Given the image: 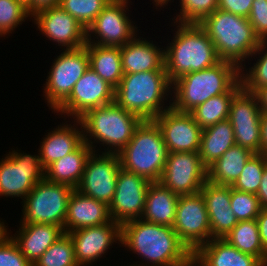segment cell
Returning a JSON list of instances; mask_svg holds the SVG:
<instances>
[{
  "label": "cell",
  "mask_w": 267,
  "mask_h": 266,
  "mask_svg": "<svg viewBox=\"0 0 267 266\" xmlns=\"http://www.w3.org/2000/svg\"><path fill=\"white\" fill-rule=\"evenodd\" d=\"M92 152L85 164L84 172L78 186V192L102 201L108 206L111 203L119 173L120 159L118 154Z\"/></svg>",
  "instance_id": "5bb4252c"
},
{
  "label": "cell",
  "mask_w": 267,
  "mask_h": 266,
  "mask_svg": "<svg viewBox=\"0 0 267 266\" xmlns=\"http://www.w3.org/2000/svg\"><path fill=\"white\" fill-rule=\"evenodd\" d=\"M266 165L267 154L254 153L247 161L240 176L231 187L239 191L257 194Z\"/></svg>",
  "instance_id": "d590c367"
},
{
  "label": "cell",
  "mask_w": 267,
  "mask_h": 266,
  "mask_svg": "<svg viewBox=\"0 0 267 266\" xmlns=\"http://www.w3.org/2000/svg\"><path fill=\"white\" fill-rule=\"evenodd\" d=\"M32 17L43 36L58 43L62 50L86 45V29L59 5L37 11Z\"/></svg>",
  "instance_id": "ac0fdd59"
},
{
  "label": "cell",
  "mask_w": 267,
  "mask_h": 266,
  "mask_svg": "<svg viewBox=\"0 0 267 266\" xmlns=\"http://www.w3.org/2000/svg\"><path fill=\"white\" fill-rule=\"evenodd\" d=\"M169 1L171 3V0H153V3H154V5L156 6V9H157V7H160V6L161 7H163V6L165 7V5H167Z\"/></svg>",
  "instance_id": "816d5d0a"
},
{
  "label": "cell",
  "mask_w": 267,
  "mask_h": 266,
  "mask_svg": "<svg viewBox=\"0 0 267 266\" xmlns=\"http://www.w3.org/2000/svg\"><path fill=\"white\" fill-rule=\"evenodd\" d=\"M192 256L201 266H262L256 257L242 253L224 239H211Z\"/></svg>",
  "instance_id": "484cf974"
},
{
  "label": "cell",
  "mask_w": 267,
  "mask_h": 266,
  "mask_svg": "<svg viewBox=\"0 0 267 266\" xmlns=\"http://www.w3.org/2000/svg\"><path fill=\"white\" fill-rule=\"evenodd\" d=\"M262 266H267V258L263 261Z\"/></svg>",
  "instance_id": "db71d44e"
},
{
  "label": "cell",
  "mask_w": 267,
  "mask_h": 266,
  "mask_svg": "<svg viewBox=\"0 0 267 266\" xmlns=\"http://www.w3.org/2000/svg\"><path fill=\"white\" fill-rule=\"evenodd\" d=\"M70 123L58 125L56 129L47 132L46 137L40 142L39 157L41 165L46 169L53 162L75 151L83 142V130L78 119ZM80 126V128L78 127Z\"/></svg>",
  "instance_id": "603a6c76"
},
{
  "label": "cell",
  "mask_w": 267,
  "mask_h": 266,
  "mask_svg": "<svg viewBox=\"0 0 267 266\" xmlns=\"http://www.w3.org/2000/svg\"><path fill=\"white\" fill-rule=\"evenodd\" d=\"M67 234L73 242L79 266H93L92 263L106 254L113 243H121V225L113 220L100 226L76 229Z\"/></svg>",
  "instance_id": "ffe728a7"
},
{
  "label": "cell",
  "mask_w": 267,
  "mask_h": 266,
  "mask_svg": "<svg viewBox=\"0 0 267 266\" xmlns=\"http://www.w3.org/2000/svg\"><path fill=\"white\" fill-rule=\"evenodd\" d=\"M109 206L74 189L70 195L64 221V233L100 226L110 222Z\"/></svg>",
  "instance_id": "7402d4cb"
},
{
  "label": "cell",
  "mask_w": 267,
  "mask_h": 266,
  "mask_svg": "<svg viewBox=\"0 0 267 266\" xmlns=\"http://www.w3.org/2000/svg\"><path fill=\"white\" fill-rule=\"evenodd\" d=\"M239 80L240 68L223 60L204 70L184 74L172 82L171 107L190 113L211 97L227 93Z\"/></svg>",
  "instance_id": "277c9868"
},
{
  "label": "cell",
  "mask_w": 267,
  "mask_h": 266,
  "mask_svg": "<svg viewBox=\"0 0 267 266\" xmlns=\"http://www.w3.org/2000/svg\"><path fill=\"white\" fill-rule=\"evenodd\" d=\"M248 20L259 39L267 40V0H253Z\"/></svg>",
  "instance_id": "b9f144b4"
},
{
  "label": "cell",
  "mask_w": 267,
  "mask_h": 266,
  "mask_svg": "<svg viewBox=\"0 0 267 266\" xmlns=\"http://www.w3.org/2000/svg\"><path fill=\"white\" fill-rule=\"evenodd\" d=\"M150 183L142 176L120 167L114 197L109 204L111 219L120 225L140 219Z\"/></svg>",
  "instance_id": "e0dca14e"
},
{
  "label": "cell",
  "mask_w": 267,
  "mask_h": 266,
  "mask_svg": "<svg viewBox=\"0 0 267 266\" xmlns=\"http://www.w3.org/2000/svg\"><path fill=\"white\" fill-rule=\"evenodd\" d=\"M85 47L89 55V67L115 89L124 75L120 47L89 43Z\"/></svg>",
  "instance_id": "4dcf8cb0"
},
{
  "label": "cell",
  "mask_w": 267,
  "mask_h": 266,
  "mask_svg": "<svg viewBox=\"0 0 267 266\" xmlns=\"http://www.w3.org/2000/svg\"><path fill=\"white\" fill-rule=\"evenodd\" d=\"M32 17L19 0H0V37L12 33L19 24Z\"/></svg>",
  "instance_id": "74e56055"
},
{
  "label": "cell",
  "mask_w": 267,
  "mask_h": 266,
  "mask_svg": "<svg viewBox=\"0 0 267 266\" xmlns=\"http://www.w3.org/2000/svg\"><path fill=\"white\" fill-rule=\"evenodd\" d=\"M141 38L136 35L132 40L120 47L123 73L166 71L163 48H160L157 44L155 46L153 41Z\"/></svg>",
  "instance_id": "cb8c5ba5"
},
{
  "label": "cell",
  "mask_w": 267,
  "mask_h": 266,
  "mask_svg": "<svg viewBox=\"0 0 267 266\" xmlns=\"http://www.w3.org/2000/svg\"><path fill=\"white\" fill-rule=\"evenodd\" d=\"M33 266H79L74 253V245L67 233L56 240Z\"/></svg>",
  "instance_id": "e575fe53"
},
{
  "label": "cell",
  "mask_w": 267,
  "mask_h": 266,
  "mask_svg": "<svg viewBox=\"0 0 267 266\" xmlns=\"http://www.w3.org/2000/svg\"><path fill=\"white\" fill-rule=\"evenodd\" d=\"M111 0H60L59 6L87 28Z\"/></svg>",
  "instance_id": "8d00e7d4"
},
{
  "label": "cell",
  "mask_w": 267,
  "mask_h": 266,
  "mask_svg": "<svg viewBox=\"0 0 267 266\" xmlns=\"http://www.w3.org/2000/svg\"><path fill=\"white\" fill-rule=\"evenodd\" d=\"M16 233L10 237L33 265L64 234V231L58 225L31 223L20 225Z\"/></svg>",
  "instance_id": "d4e9b609"
},
{
  "label": "cell",
  "mask_w": 267,
  "mask_h": 266,
  "mask_svg": "<svg viewBox=\"0 0 267 266\" xmlns=\"http://www.w3.org/2000/svg\"><path fill=\"white\" fill-rule=\"evenodd\" d=\"M254 94L258 100V104L262 113H267V85L258 88Z\"/></svg>",
  "instance_id": "7dc6e473"
},
{
  "label": "cell",
  "mask_w": 267,
  "mask_h": 266,
  "mask_svg": "<svg viewBox=\"0 0 267 266\" xmlns=\"http://www.w3.org/2000/svg\"><path fill=\"white\" fill-rule=\"evenodd\" d=\"M154 121L160 127L168 152H199L203 130L191 113L170 107Z\"/></svg>",
  "instance_id": "d6986e66"
},
{
  "label": "cell",
  "mask_w": 267,
  "mask_h": 266,
  "mask_svg": "<svg viewBox=\"0 0 267 266\" xmlns=\"http://www.w3.org/2000/svg\"><path fill=\"white\" fill-rule=\"evenodd\" d=\"M199 25L213 42L218 58L232 62L239 68L243 66V61L251 60L252 53L261 42L248 18L219 8Z\"/></svg>",
  "instance_id": "5b68a950"
},
{
  "label": "cell",
  "mask_w": 267,
  "mask_h": 266,
  "mask_svg": "<svg viewBox=\"0 0 267 266\" xmlns=\"http://www.w3.org/2000/svg\"><path fill=\"white\" fill-rule=\"evenodd\" d=\"M73 190L69 185L52 183L46 179L38 182L22 201L23 215L19 225L52 224L64 231L68 201Z\"/></svg>",
  "instance_id": "ba28073f"
},
{
  "label": "cell",
  "mask_w": 267,
  "mask_h": 266,
  "mask_svg": "<svg viewBox=\"0 0 267 266\" xmlns=\"http://www.w3.org/2000/svg\"><path fill=\"white\" fill-rule=\"evenodd\" d=\"M129 3L130 0H111L87 28L86 43L122 47L138 35L137 26H134L135 22H131L126 14ZM92 37L96 40L91 39Z\"/></svg>",
  "instance_id": "8fae6325"
},
{
  "label": "cell",
  "mask_w": 267,
  "mask_h": 266,
  "mask_svg": "<svg viewBox=\"0 0 267 266\" xmlns=\"http://www.w3.org/2000/svg\"><path fill=\"white\" fill-rule=\"evenodd\" d=\"M9 235L0 242V266H33Z\"/></svg>",
  "instance_id": "60d3db41"
},
{
  "label": "cell",
  "mask_w": 267,
  "mask_h": 266,
  "mask_svg": "<svg viewBox=\"0 0 267 266\" xmlns=\"http://www.w3.org/2000/svg\"><path fill=\"white\" fill-rule=\"evenodd\" d=\"M200 192L208 212L210 240L225 238L239 222L231 209V186L217 185L207 180Z\"/></svg>",
  "instance_id": "44dd1931"
},
{
  "label": "cell",
  "mask_w": 267,
  "mask_h": 266,
  "mask_svg": "<svg viewBox=\"0 0 267 266\" xmlns=\"http://www.w3.org/2000/svg\"><path fill=\"white\" fill-rule=\"evenodd\" d=\"M52 63L43 92L49 109L55 111L69 97L75 83L89 68L87 48L64 49Z\"/></svg>",
  "instance_id": "9c48e42d"
},
{
  "label": "cell",
  "mask_w": 267,
  "mask_h": 266,
  "mask_svg": "<svg viewBox=\"0 0 267 266\" xmlns=\"http://www.w3.org/2000/svg\"><path fill=\"white\" fill-rule=\"evenodd\" d=\"M261 153L267 154V113L261 116Z\"/></svg>",
  "instance_id": "c3c4849f"
},
{
  "label": "cell",
  "mask_w": 267,
  "mask_h": 266,
  "mask_svg": "<svg viewBox=\"0 0 267 266\" xmlns=\"http://www.w3.org/2000/svg\"><path fill=\"white\" fill-rule=\"evenodd\" d=\"M179 196L160 182H151L147 189L144 211L140 219L173 227Z\"/></svg>",
  "instance_id": "4316f807"
},
{
  "label": "cell",
  "mask_w": 267,
  "mask_h": 266,
  "mask_svg": "<svg viewBox=\"0 0 267 266\" xmlns=\"http://www.w3.org/2000/svg\"><path fill=\"white\" fill-rule=\"evenodd\" d=\"M223 239L242 253L256 257L261 263L267 258L256 219L239 221Z\"/></svg>",
  "instance_id": "d6a6232c"
},
{
  "label": "cell",
  "mask_w": 267,
  "mask_h": 266,
  "mask_svg": "<svg viewBox=\"0 0 267 266\" xmlns=\"http://www.w3.org/2000/svg\"><path fill=\"white\" fill-rule=\"evenodd\" d=\"M241 88L239 80L227 93L211 97L190 112L202 130L228 118L232 99Z\"/></svg>",
  "instance_id": "1f68e13d"
},
{
  "label": "cell",
  "mask_w": 267,
  "mask_h": 266,
  "mask_svg": "<svg viewBox=\"0 0 267 266\" xmlns=\"http://www.w3.org/2000/svg\"><path fill=\"white\" fill-rule=\"evenodd\" d=\"M78 120L82 126L84 142L93 152L97 151L96 145L93 144L101 142L100 145L105 148L102 153L110 154H118L129 143L136 128L143 121L136 114L124 110L115 101L86 111Z\"/></svg>",
  "instance_id": "8992f818"
},
{
  "label": "cell",
  "mask_w": 267,
  "mask_h": 266,
  "mask_svg": "<svg viewBox=\"0 0 267 266\" xmlns=\"http://www.w3.org/2000/svg\"><path fill=\"white\" fill-rule=\"evenodd\" d=\"M256 195L260 201L261 208H267V165L264 168L262 181Z\"/></svg>",
  "instance_id": "bcb514c9"
},
{
  "label": "cell",
  "mask_w": 267,
  "mask_h": 266,
  "mask_svg": "<svg viewBox=\"0 0 267 266\" xmlns=\"http://www.w3.org/2000/svg\"><path fill=\"white\" fill-rule=\"evenodd\" d=\"M180 13L174 22L199 24L218 9V0H179Z\"/></svg>",
  "instance_id": "f35d334b"
},
{
  "label": "cell",
  "mask_w": 267,
  "mask_h": 266,
  "mask_svg": "<svg viewBox=\"0 0 267 266\" xmlns=\"http://www.w3.org/2000/svg\"><path fill=\"white\" fill-rule=\"evenodd\" d=\"M174 24L177 31L170 46L163 49L164 67L171 83L184 74L204 70L220 61L213 42L199 24Z\"/></svg>",
  "instance_id": "7a4b0ae2"
},
{
  "label": "cell",
  "mask_w": 267,
  "mask_h": 266,
  "mask_svg": "<svg viewBox=\"0 0 267 266\" xmlns=\"http://www.w3.org/2000/svg\"><path fill=\"white\" fill-rule=\"evenodd\" d=\"M261 116L256 95L242 87L232 99L228 119L235 143L253 153H261Z\"/></svg>",
  "instance_id": "9a60e30c"
},
{
  "label": "cell",
  "mask_w": 267,
  "mask_h": 266,
  "mask_svg": "<svg viewBox=\"0 0 267 266\" xmlns=\"http://www.w3.org/2000/svg\"><path fill=\"white\" fill-rule=\"evenodd\" d=\"M256 221L262 245L267 253V208L261 210L259 215L256 217Z\"/></svg>",
  "instance_id": "f6af8a7d"
},
{
  "label": "cell",
  "mask_w": 267,
  "mask_h": 266,
  "mask_svg": "<svg viewBox=\"0 0 267 266\" xmlns=\"http://www.w3.org/2000/svg\"><path fill=\"white\" fill-rule=\"evenodd\" d=\"M267 40H261L258 48L252 53L251 58H257L256 63L247 71L245 63L240 68V81L244 89L255 92L258 88L267 85ZM259 54V55H258ZM261 55V56H260ZM259 58V59H258ZM245 69V71H244ZM244 72V73H243Z\"/></svg>",
  "instance_id": "836d02e7"
},
{
  "label": "cell",
  "mask_w": 267,
  "mask_h": 266,
  "mask_svg": "<svg viewBox=\"0 0 267 266\" xmlns=\"http://www.w3.org/2000/svg\"><path fill=\"white\" fill-rule=\"evenodd\" d=\"M207 169L199 152H168L159 182L178 195L195 194L207 181Z\"/></svg>",
  "instance_id": "4fadbf2b"
},
{
  "label": "cell",
  "mask_w": 267,
  "mask_h": 266,
  "mask_svg": "<svg viewBox=\"0 0 267 266\" xmlns=\"http://www.w3.org/2000/svg\"><path fill=\"white\" fill-rule=\"evenodd\" d=\"M234 144V130L228 118L203 129L199 148L202 163L208 168Z\"/></svg>",
  "instance_id": "f546056e"
},
{
  "label": "cell",
  "mask_w": 267,
  "mask_h": 266,
  "mask_svg": "<svg viewBox=\"0 0 267 266\" xmlns=\"http://www.w3.org/2000/svg\"><path fill=\"white\" fill-rule=\"evenodd\" d=\"M180 266H201L199 262L192 256L186 263Z\"/></svg>",
  "instance_id": "f907efd6"
},
{
  "label": "cell",
  "mask_w": 267,
  "mask_h": 266,
  "mask_svg": "<svg viewBox=\"0 0 267 266\" xmlns=\"http://www.w3.org/2000/svg\"><path fill=\"white\" fill-rule=\"evenodd\" d=\"M121 245L146 262L130 266H180L193 255L180 241L173 227L142 219L121 225Z\"/></svg>",
  "instance_id": "6da1fadb"
},
{
  "label": "cell",
  "mask_w": 267,
  "mask_h": 266,
  "mask_svg": "<svg viewBox=\"0 0 267 266\" xmlns=\"http://www.w3.org/2000/svg\"><path fill=\"white\" fill-rule=\"evenodd\" d=\"M2 219H0V242L5 239L9 235L8 228L5 226L4 221L1 222Z\"/></svg>",
  "instance_id": "681fc988"
},
{
  "label": "cell",
  "mask_w": 267,
  "mask_h": 266,
  "mask_svg": "<svg viewBox=\"0 0 267 266\" xmlns=\"http://www.w3.org/2000/svg\"><path fill=\"white\" fill-rule=\"evenodd\" d=\"M231 209L238 221L254 220L262 208L256 194L231 187Z\"/></svg>",
  "instance_id": "ab89813d"
},
{
  "label": "cell",
  "mask_w": 267,
  "mask_h": 266,
  "mask_svg": "<svg viewBox=\"0 0 267 266\" xmlns=\"http://www.w3.org/2000/svg\"><path fill=\"white\" fill-rule=\"evenodd\" d=\"M167 155L162 132L154 120H143L129 143L118 153L123 169L150 182L160 181Z\"/></svg>",
  "instance_id": "52a82bcc"
},
{
  "label": "cell",
  "mask_w": 267,
  "mask_h": 266,
  "mask_svg": "<svg viewBox=\"0 0 267 266\" xmlns=\"http://www.w3.org/2000/svg\"><path fill=\"white\" fill-rule=\"evenodd\" d=\"M173 229L192 254L210 241L209 217L201 192L179 196Z\"/></svg>",
  "instance_id": "7c38bea8"
},
{
  "label": "cell",
  "mask_w": 267,
  "mask_h": 266,
  "mask_svg": "<svg viewBox=\"0 0 267 266\" xmlns=\"http://www.w3.org/2000/svg\"><path fill=\"white\" fill-rule=\"evenodd\" d=\"M114 92L115 89L89 67L54 113L78 119L90 109L113 103Z\"/></svg>",
  "instance_id": "2e32d148"
},
{
  "label": "cell",
  "mask_w": 267,
  "mask_h": 266,
  "mask_svg": "<svg viewBox=\"0 0 267 266\" xmlns=\"http://www.w3.org/2000/svg\"><path fill=\"white\" fill-rule=\"evenodd\" d=\"M171 90L172 83L166 71L124 74L115 88L114 101L142 120H154L171 107V99L169 106H164L163 102L171 98Z\"/></svg>",
  "instance_id": "3957f363"
},
{
  "label": "cell",
  "mask_w": 267,
  "mask_h": 266,
  "mask_svg": "<svg viewBox=\"0 0 267 266\" xmlns=\"http://www.w3.org/2000/svg\"><path fill=\"white\" fill-rule=\"evenodd\" d=\"M17 151H9L0 160V196L23 200L38 182L45 179V169L39 153L31 155Z\"/></svg>",
  "instance_id": "30bf717a"
},
{
  "label": "cell",
  "mask_w": 267,
  "mask_h": 266,
  "mask_svg": "<svg viewBox=\"0 0 267 266\" xmlns=\"http://www.w3.org/2000/svg\"><path fill=\"white\" fill-rule=\"evenodd\" d=\"M59 2L60 0H30L25 6L28 13L32 16L42 9L58 6Z\"/></svg>",
  "instance_id": "ee69618b"
},
{
  "label": "cell",
  "mask_w": 267,
  "mask_h": 266,
  "mask_svg": "<svg viewBox=\"0 0 267 266\" xmlns=\"http://www.w3.org/2000/svg\"><path fill=\"white\" fill-rule=\"evenodd\" d=\"M253 0H218V8L248 18Z\"/></svg>",
  "instance_id": "7bdbcfd3"
},
{
  "label": "cell",
  "mask_w": 267,
  "mask_h": 266,
  "mask_svg": "<svg viewBox=\"0 0 267 266\" xmlns=\"http://www.w3.org/2000/svg\"><path fill=\"white\" fill-rule=\"evenodd\" d=\"M21 1L24 5H26L30 0H19Z\"/></svg>",
  "instance_id": "f5cc1de1"
},
{
  "label": "cell",
  "mask_w": 267,
  "mask_h": 266,
  "mask_svg": "<svg viewBox=\"0 0 267 266\" xmlns=\"http://www.w3.org/2000/svg\"><path fill=\"white\" fill-rule=\"evenodd\" d=\"M92 152V148L83 142L75 151L49 165L45 169V179L52 183L69 185L75 189Z\"/></svg>",
  "instance_id": "83f0119b"
},
{
  "label": "cell",
  "mask_w": 267,
  "mask_h": 266,
  "mask_svg": "<svg viewBox=\"0 0 267 266\" xmlns=\"http://www.w3.org/2000/svg\"><path fill=\"white\" fill-rule=\"evenodd\" d=\"M254 153L234 144L207 169V180L213 184L232 186Z\"/></svg>",
  "instance_id": "f1b7e54d"
}]
</instances>
